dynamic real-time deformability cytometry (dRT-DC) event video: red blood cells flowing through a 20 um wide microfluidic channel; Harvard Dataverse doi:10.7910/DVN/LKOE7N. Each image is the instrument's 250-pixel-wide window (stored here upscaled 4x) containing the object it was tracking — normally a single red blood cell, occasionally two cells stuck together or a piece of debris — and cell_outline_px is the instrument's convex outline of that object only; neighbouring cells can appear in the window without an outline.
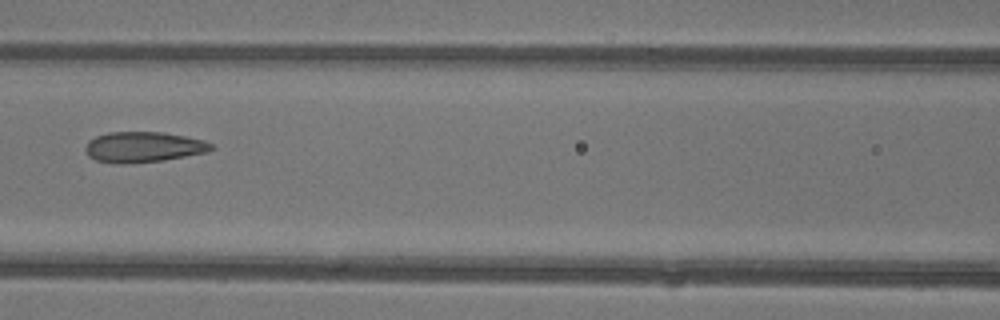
{"species": "common noctule bat (a hibernating species)", "species_latin": "Nyctalus noctula", "temperature_condition": "warm", "stored_images_in_passage": 6, "camera_frame_rate_fps": 3000, "um_per_image_px": 0.085, "animal": {"sex": "female"}, "frame": {"image": 1, "passage_image": 5, "time_ms": 1.333, "image_size_px": [1000, 320], "cell_outline_px": [[216, 148], [208, 152], [160, 160], [120, 164], [116, 164], [96, 160], [88, 156], [84, 148], [88, 140], [96, 136], [108, 132], [164, 132], [204, 140], [212, 144]], "centroid_in_image_um": [12.17, 12.49], "position_along_channel_um": 154.4, "area_um2": 22.37}}
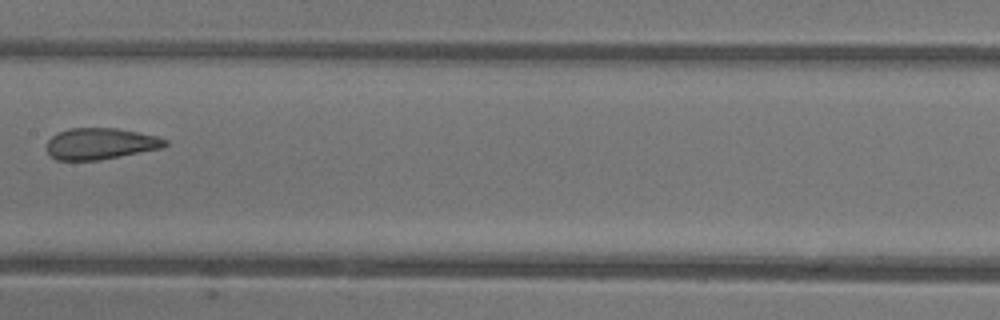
{"frame": {"image": 2, "passage_image": 6, "time_ms": 1.667, "image_size_px": [1000, 320], "cell_outline_px": [[168, 144], [160, 148], [100, 160], [56, 160], [48, 152], [48, 140], [56, 132], [68, 128], [116, 128], [156, 136], [168, 140]], "centroid_in_image_um": [8.51, 12.21], "position_along_channel_um": 198.9, "area_um2": 21.44}}